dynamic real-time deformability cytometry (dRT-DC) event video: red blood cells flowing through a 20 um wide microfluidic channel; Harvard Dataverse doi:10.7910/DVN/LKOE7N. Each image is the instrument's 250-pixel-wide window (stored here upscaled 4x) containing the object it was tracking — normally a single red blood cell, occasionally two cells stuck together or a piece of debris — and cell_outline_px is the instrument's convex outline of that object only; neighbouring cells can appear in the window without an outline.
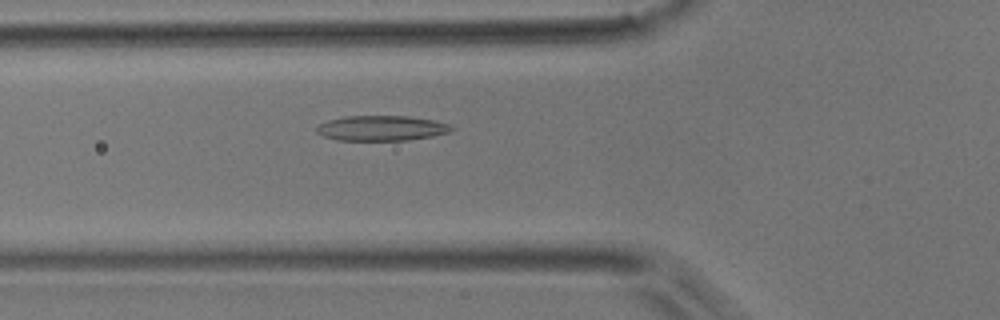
{"species": "common noctule bat (a hibernating species)", "species_latin": "Nyctalus noctula", "temperature_condition": "room temperature", "stored_images_in_passage": 50, "camera_frame_rate_fps": 3000, "um_per_image_px": 0.085, "animal": {"sex": "male", "body_mass_g": 17.9}, "frame": {"image": 1, "passage_image": 17, "time_ms": 5.333, "image_size_px": [1000, 320], "cell_outline_px": [[452, 128], [448, 132], [432, 136], [408, 140], [336, 140], [324, 136], [316, 132], [316, 128], [320, 124], [328, 120], [344, 116], [408, 116], [432, 120], [448, 124]], "centroid_in_image_um": [32.37, 10.89], "position_along_channel_um": 93.4, "area_um2": 19.54}}
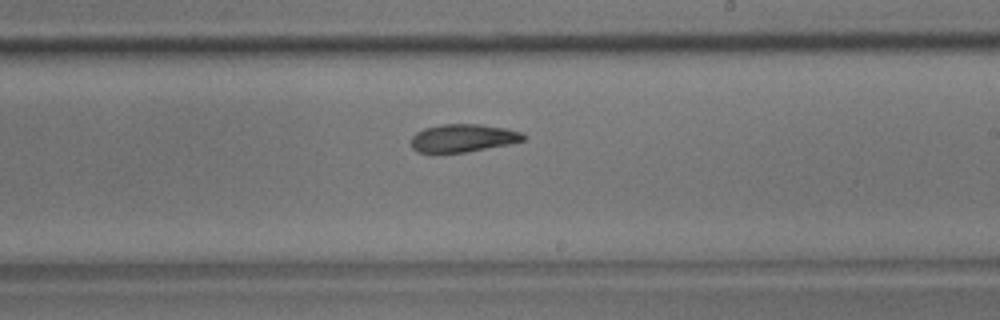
{"frame": {"image": 2, "passage_image": 29, "time_ms": 9.333, "image_size_px": [1000, 320], "cell_outline_px": [[528, 136], [524, 140], [508, 144], [468, 152], [416, 152], [412, 148], [412, 136], [416, 132], [424, 128], [440, 124], [480, 124], [504, 128], [520, 132]], "centroid_in_image_um": [39.35, 11.73], "position_along_channel_um": 249.7, "area_um2": 18.21}}
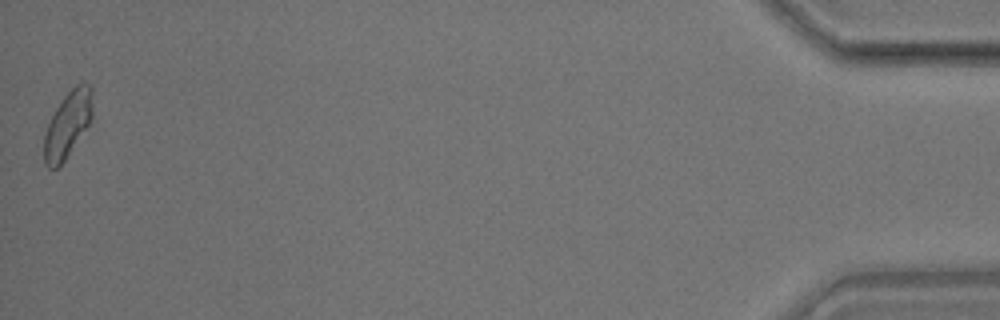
{"frame": {"image": 3, "passage_image": 50, "time_ms": 16.333, "image_size_px": [1000, 320], "cell_outline_px": [[92, 116], [88, 124], [64, 160], [56, 168], [48, 168], [44, 164], [44, 136], [48, 124], [56, 108], [64, 96], [76, 84], [84, 80], [92, 88]], "centroid_in_image_um": [5.75, 10.54], "position_along_channel_um": 429.5, "area_um2": 18.32}, "authors_computed_cell_mechanics": {"area_um2": 19.0162, "velocity_mm_per_s": 3.8987, "shape_relaxation_time_tau1_ms": 5.3845, "shape_relaxation_time_tau2_ms": 4.2905, "deformation_change_tau1": 0.1472, "deformation_change_tau2": 0.1113}}